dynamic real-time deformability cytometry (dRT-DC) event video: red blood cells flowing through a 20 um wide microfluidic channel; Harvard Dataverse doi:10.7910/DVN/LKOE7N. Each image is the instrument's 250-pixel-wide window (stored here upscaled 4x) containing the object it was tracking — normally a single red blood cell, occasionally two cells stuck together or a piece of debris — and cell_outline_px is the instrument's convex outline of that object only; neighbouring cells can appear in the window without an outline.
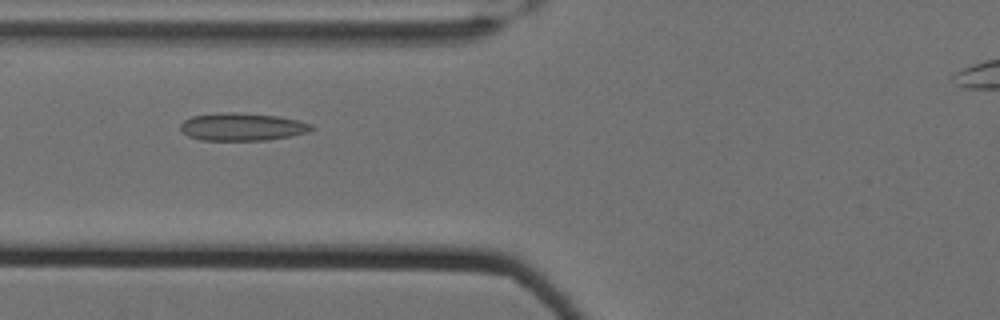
{"species": "Egyptian fruit bat (a non-hibernating species)", "species_latin": "Rousettus aegyptiacus", "temperature_condition": "cold", "stored_images_in_passage": 44, "camera_frame_rate_fps": 3000, "um_per_image_px": 0.085, "animal": {"sex": "female"}, "frame": {"image": 1, "passage_image": 11, "time_ms": 3.333, "image_size_px": [1000, 320], "cell_outline_px": [[316, 128], [308, 132], [292, 136], [268, 140], [200, 140], [188, 136], [180, 132], [180, 124], [184, 120], [192, 116], [216, 112], [236, 112], [280, 116], [312, 124]], "centroid_in_image_um": [20.57, 10.77], "position_along_channel_um": 105.2, "area_um2": 21.5}}
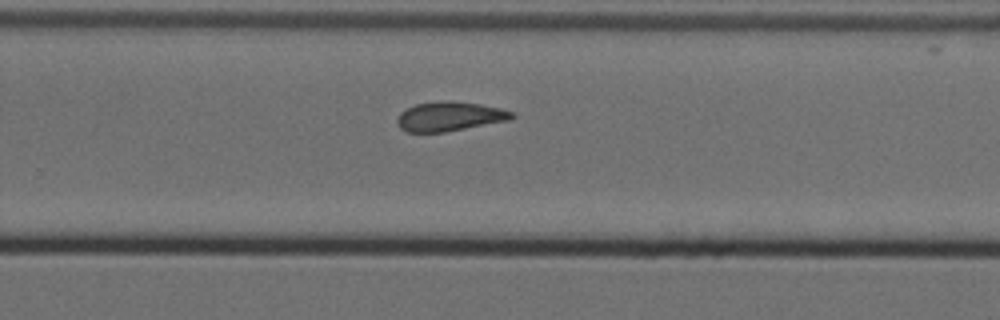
{"frame": {"image": 2, "passage_image": 27, "time_ms": 8.667, "image_size_px": [1000, 320], "cell_outline_px": [[516, 116], [512, 120], [444, 132], [408, 132], [400, 128], [396, 120], [400, 112], [416, 104], [440, 100], [452, 100], [480, 104], [500, 108], [512, 112]], "centroid_in_image_um": [38.24, 9.89], "position_along_channel_um": 291.6, "area_um2": 19.77}}
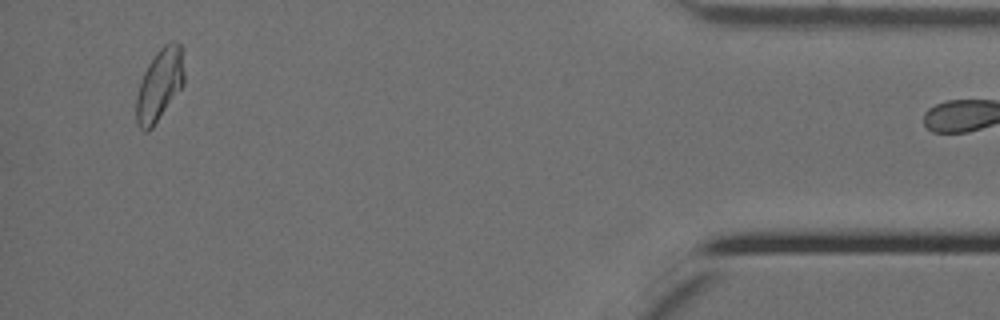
{"frame": {"image": 3, "passage_image": 43, "time_ms": 14.0, "image_size_px": [1000, 320], "cell_outline_px": [[184, 84], [152, 128], [148, 132], [144, 132], [140, 128], [136, 120], [136, 96], [140, 80], [148, 64], [156, 52], [164, 44], [172, 40], [176, 40], [180, 44], [184, 72]], "centroid_in_image_um": [13.55, 7.2], "position_along_channel_um": 421.7, "area_um2": 20.11}, "authors_computed_cell_mechanics": {"area_um2": 20.1144, "velocity_mm_per_s": 3.4917, "shape_relaxation_time_tau1_ms": null, "shape_relaxation_time_tau2_ms": 3.1125, "deformation_change_tau1": null, "deformation_change_tau2": 0.113}}